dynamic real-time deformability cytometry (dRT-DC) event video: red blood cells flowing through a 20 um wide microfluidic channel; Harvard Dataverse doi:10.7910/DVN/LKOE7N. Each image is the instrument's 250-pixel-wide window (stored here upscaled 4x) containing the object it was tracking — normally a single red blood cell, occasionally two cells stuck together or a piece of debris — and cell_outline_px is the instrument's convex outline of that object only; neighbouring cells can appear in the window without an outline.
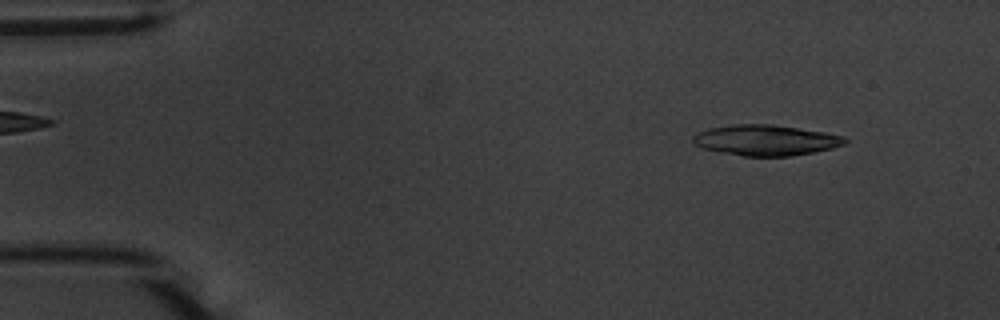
{"species": "common noctule bat (a hibernating species)", "species_latin": "Nyctalus noctula", "temperature_condition": "warm", "stored_images_in_passage": 53, "camera_frame_rate_fps": 3000, "um_per_image_px": 0.085, "animal": {"sex": "male", "body_mass_g": 20.1, "forearm_length_mm": 53.5}, "frame": {"image": 1, "passage_image": 5, "time_ms": 1.333, "image_size_px": [1000, 320], "cell_outline_px": [[848, 140], [844, 144], [832, 148], [792, 156], [744, 156], [720, 152], [704, 148], [696, 144], [692, 140], [692, 136], [708, 128], [732, 124], [772, 124], [824, 132], [844, 136]], "centroid_in_image_um": [65.09, 11.91], "position_along_channel_um": 19.9, "area_um2": 26.99}}
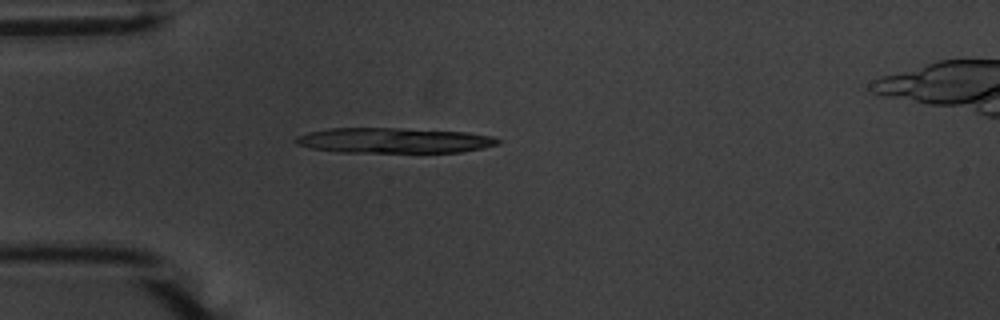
{"frame": {"image": 2, "passage_image": 14, "time_ms": 4.333, "image_size_px": [1000, 320], "cell_outline_px": [[500, 144], [484, 148], [460, 152], [336, 152], [308, 148], [296, 144], [292, 140], [296, 136], [308, 132], [328, 128], [400, 128], [468, 132], [492, 136], [500, 140]], "centroid_in_image_um": [33.44, 11.94], "position_along_channel_um": 51.6, "area_um2": 30.11}, "authors_computed_cell_mechanics": {"area_um2": 18.6116, "velocity_mm_per_s": 3.6886, "shape_relaxation_time_tau1_ms": 2.2966, "shape_relaxation_time_tau2_ms": null, "deformation_change_tau1": 0.1376, "deformation_change_tau2": null}}